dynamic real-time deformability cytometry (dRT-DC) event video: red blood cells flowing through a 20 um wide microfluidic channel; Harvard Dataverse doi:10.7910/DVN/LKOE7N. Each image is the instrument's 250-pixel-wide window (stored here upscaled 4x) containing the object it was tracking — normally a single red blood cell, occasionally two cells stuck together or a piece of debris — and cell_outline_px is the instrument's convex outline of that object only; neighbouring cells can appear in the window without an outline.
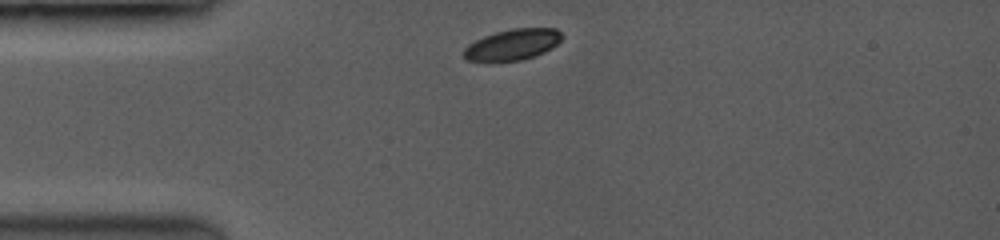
{"species": "common noctule bat (a hibernating species)", "species_latin": "Nyctalus noctula", "temperature_condition": "room temperature", "stored_images_in_passage": 2, "camera_frame_rate_fps": 3500, "um_per_image_px": 0.085, "animal": {"sex": "female", "body_mass_g": 19.0, "forearm_length_mm": 53.3}, "frame": {"image": 1, "passage_image": 1, "time_ms": 0.0, "image_size_px": [1000, 240], "cell_outline_px": [[560, 40], [552, 48], [544, 52], [520, 60], [468, 60], [464, 56], [464, 48], [468, 44], [484, 36], [496, 32], [512, 28], [556, 28], [560, 32]], "centroid_in_image_um": [43.57, 3.76], "position_along_channel_um": 41.4, "area_um2": 17.22}}